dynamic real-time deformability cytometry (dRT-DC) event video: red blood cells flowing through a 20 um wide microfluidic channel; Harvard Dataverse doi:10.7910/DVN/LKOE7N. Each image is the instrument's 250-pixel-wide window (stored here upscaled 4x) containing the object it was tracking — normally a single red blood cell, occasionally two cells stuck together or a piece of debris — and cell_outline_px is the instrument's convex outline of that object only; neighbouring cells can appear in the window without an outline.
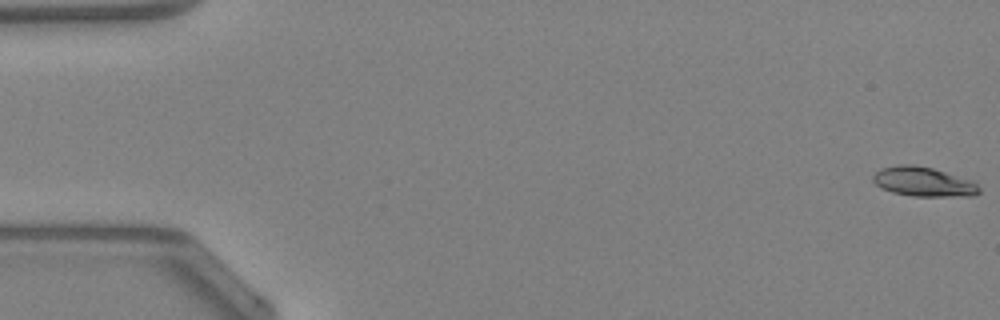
{"species": "Egyptian fruit bat (a non-hibernating species)", "species_latin": "Rousettus aegyptiacus", "temperature_condition": "warm", "stored_images_in_passage": 41, "camera_frame_rate_fps": 3000, "um_per_image_px": 0.085, "animal": {"sex": "female"}, "frame": {"image": 1, "passage_image": 1, "time_ms": 0.0, "image_size_px": [1000, 320], "cell_outline_px": [[980, 192], [972, 196], [912, 196], [892, 192], [880, 188], [872, 180], [872, 176], [880, 168], [900, 164], [912, 164], [932, 168], [972, 180], [980, 188]], "centroid_in_image_um": [78.47, 15.45], "position_along_channel_um": 6.5, "area_um2": 18.26}}
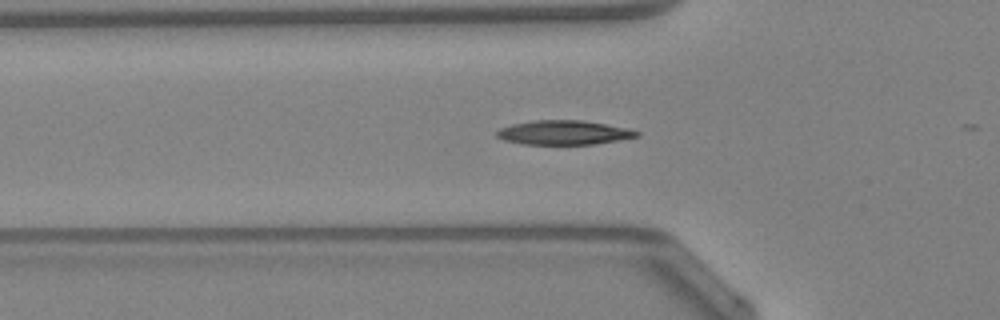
{"frame": {"image": 2, "passage_image": 17, "time_ms": 5.333, "image_size_px": [1000, 320], "cell_outline_px": [[640, 136], [592, 144], [524, 144], [504, 140], [496, 136], [496, 132], [500, 128], [512, 124], [532, 120], [580, 120], [628, 128], [640, 132]], "centroid_in_image_um": [47.89, 11.26], "position_along_channel_um": 77.9, "area_um2": 19.59}}
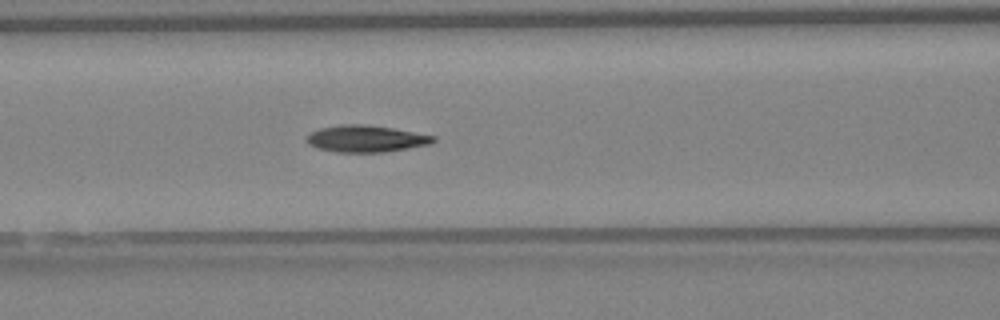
{"frame": {"image": 3, "passage_image": 21, "time_ms": 6.667, "image_size_px": [1000, 320], "cell_outline_px": [[436, 140], [432, 144], [384, 152], [336, 152], [316, 148], [308, 144], [308, 136], [312, 132], [320, 128], [340, 124], [368, 124], [392, 128], [436, 136]], "centroid_in_image_um": [31.13, 11.79], "position_along_channel_um": 135.5, "area_um2": 19.77}, "authors_computed_cell_mechanics": {"area_um2": 19.1896, "velocity_mm_per_s": 4.2946, "shape_relaxation_time_tau1_ms": 4.7312, "shape_relaxation_time_tau2_ms": 3.4139, "deformation_change_tau1": 0.1722, "deformation_change_tau2": 0.0883}}